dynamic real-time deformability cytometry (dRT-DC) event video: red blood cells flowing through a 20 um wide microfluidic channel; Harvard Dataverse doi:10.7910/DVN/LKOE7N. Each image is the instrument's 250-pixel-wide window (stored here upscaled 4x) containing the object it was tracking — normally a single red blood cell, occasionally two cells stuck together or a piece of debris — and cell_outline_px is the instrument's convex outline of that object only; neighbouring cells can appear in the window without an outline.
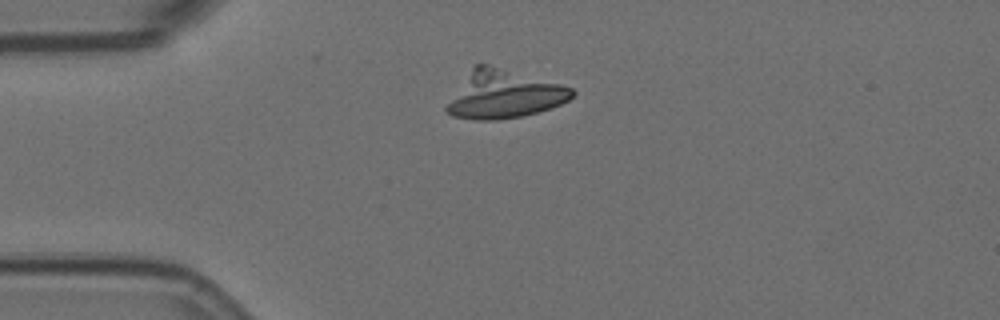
{"species": "Egyptian fruit bat (a non-hibernating species)", "species_latin": "Rousettus aegyptiacus", "temperature_condition": "room temperature", "stored_images_in_passage": 2, "camera_frame_rate_fps": 3000, "um_per_image_px": 0.085, "animal": {"sex": "female"}, "frame": {"image": 1, "passage_image": 1, "time_ms": 0.0, "image_size_px": [1000, 320], "cell_outline_px": [[576, 92], [568, 100], [560, 104], [524, 116], [496, 120], [476, 120], [452, 116], [444, 112], [444, 108], [472, 68], [476, 64], [488, 64], [560, 84], [572, 88]], "centroid_in_image_um": [42.82, 8.05], "position_along_channel_um": 42.2, "area_um2": 34.51}}